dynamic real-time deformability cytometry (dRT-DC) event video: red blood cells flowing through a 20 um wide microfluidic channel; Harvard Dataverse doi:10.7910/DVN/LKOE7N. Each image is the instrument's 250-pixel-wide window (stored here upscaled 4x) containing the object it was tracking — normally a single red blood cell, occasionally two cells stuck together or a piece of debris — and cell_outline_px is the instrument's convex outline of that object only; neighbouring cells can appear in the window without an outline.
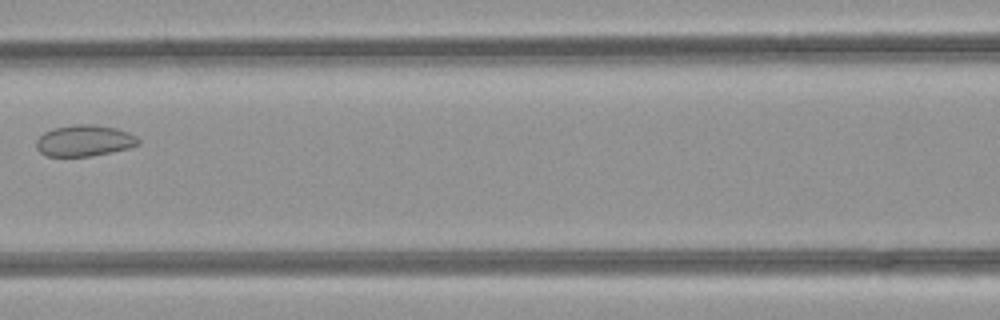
{"species": "common noctule bat (a hibernating species)", "species_latin": "Nyctalus noctula", "temperature_condition": "room temperature", "stored_images_in_passage": 5, "camera_frame_rate_fps": 3000, "um_per_image_px": 0.085, "animal": {"sex": "female", "body_mass_g": 21.9}, "frame": {"image": 1, "passage_image": 5, "time_ms": 1.333, "image_size_px": [1000, 320], "cell_outline_px": [[140, 144], [128, 148], [88, 156], [48, 156], [40, 152], [36, 148], [36, 140], [44, 132], [52, 128], [72, 124], [92, 124], [116, 128], [128, 132], [136, 136], [140, 140]], "centroid_in_image_um": [7.15, 11.94], "position_along_channel_um": 159.4, "area_um2": 18.55}}